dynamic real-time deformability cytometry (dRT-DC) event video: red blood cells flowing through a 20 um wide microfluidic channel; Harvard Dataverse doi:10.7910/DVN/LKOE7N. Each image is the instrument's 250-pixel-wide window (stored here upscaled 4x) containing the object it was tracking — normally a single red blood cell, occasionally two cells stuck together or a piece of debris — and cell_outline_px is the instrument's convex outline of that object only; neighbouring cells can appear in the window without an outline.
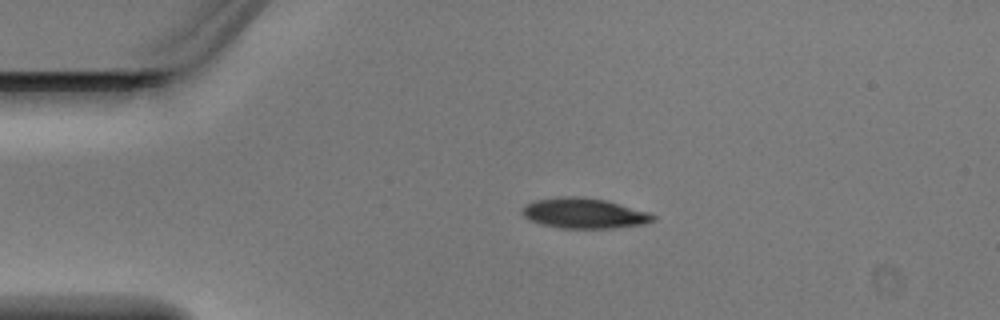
{"species": "Egyptian fruit bat (a non-hibernating species)", "species_latin": "Rousettus aegyptiacus", "temperature_condition": "warm", "stored_images_in_passage": 2, "camera_frame_rate_fps": 3000, "um_per_image_px": 0.085, "animal": {"sex": "male"}, "frame": {"image": 1, "passage_image": 1, "time_ms": 0.0, "image_size_px": [1000, 320], "cell_outline_px": [[656, 220], [644, 224], [612, 228], [560, 228], [544, 224], [532, 220], [524, 216], [520, 212], [520, 208], [532, 200], [564, 196], [584, 196], [608, 200], [648, 212], [656, 216]], "centroid_in_image_um": [49.65, 18.11], "position_along_channel_um": 35.3, "area_um2": 23.29}}